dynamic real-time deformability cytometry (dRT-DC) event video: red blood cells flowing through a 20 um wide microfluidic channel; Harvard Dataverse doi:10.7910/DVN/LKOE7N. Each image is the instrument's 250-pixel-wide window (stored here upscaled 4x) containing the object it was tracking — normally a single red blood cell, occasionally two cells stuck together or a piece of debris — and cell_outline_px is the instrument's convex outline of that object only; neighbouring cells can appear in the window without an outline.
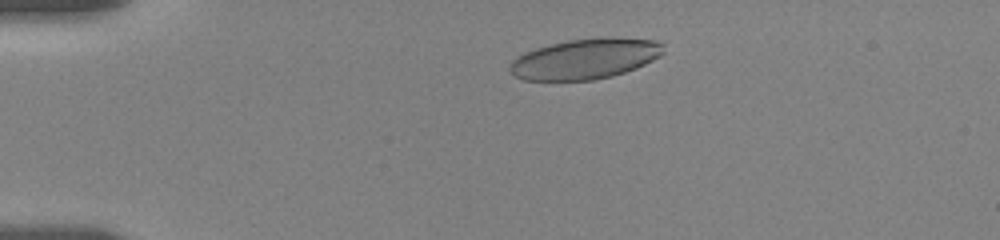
{"species": "human", "species_latin": "Homo sapiens", "temperature_condition": "room temperature", "stored_images_in_passage": 9, "camera_frame_rate_fps": 3000, "um_per_image_px": 0.085, "donor": {"sex": "female"}, "frame": {"image": 1, "passage_image": 3, "time_ms": 2.0, "image_size_px": [1000, 240], "cell_outline_px": [[664, 52], [660, 56], [636, 68], [612, 76], [592, 80], [524, 80], [516, 76], [508, 68], [508, 64], [512, 60], [536, 48], [568, 40], [604, 36], [612, 36], [652, 40], [664, 44]], "centroid_in_image_um": [49.77, 4.99], "position_along_channel_um": 35.2, "area_um2": 36.13}}
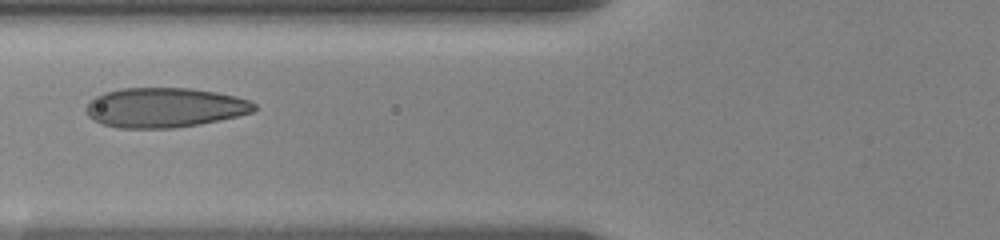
{"frame": {"image": 2, "passage_image": 7, "time_ms": 5.667, "image_size_px": [1000, 240], "cell_outline_px": [[256, 108], [252, 112], [236, 116], [200, 124], [172, 128], [120, 128], [104, 124], [88, 116], [88, 100], [104, 92], [124, 88], [188, 88], [216, 92], [236, 96], [252, 100], [256, 104]], "centroid_in_image_um": [14.02, 9.13], "position_along_channel_um": 111.8, "area_um2": 38.73}}
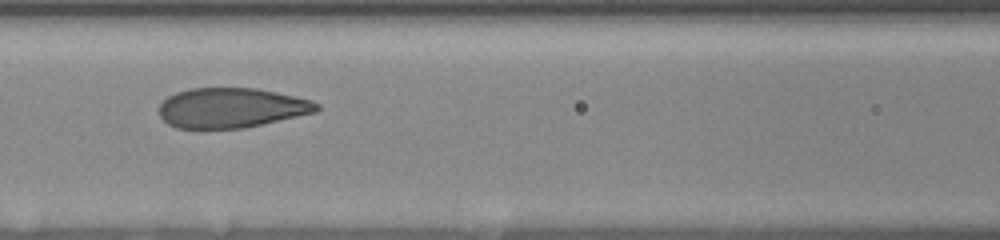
{"frame": {"image": 3, "passage_image": 8, "time_ms": 6.667, "image_size_px": [1000, 240], "cell_outline_px": [[320, 108], [316, 112], [244, 128], [176, 128], [168, 124], [160, 116], [160, 104], [168, 96], [176, 92], [188, 88], [256, 88], [296, 96], [312, 100], [320, 104]], "centroid_in_image_um": [19.68, 9.16], "position_along_channel_um": 146.9, "area_um2": 36.65}}